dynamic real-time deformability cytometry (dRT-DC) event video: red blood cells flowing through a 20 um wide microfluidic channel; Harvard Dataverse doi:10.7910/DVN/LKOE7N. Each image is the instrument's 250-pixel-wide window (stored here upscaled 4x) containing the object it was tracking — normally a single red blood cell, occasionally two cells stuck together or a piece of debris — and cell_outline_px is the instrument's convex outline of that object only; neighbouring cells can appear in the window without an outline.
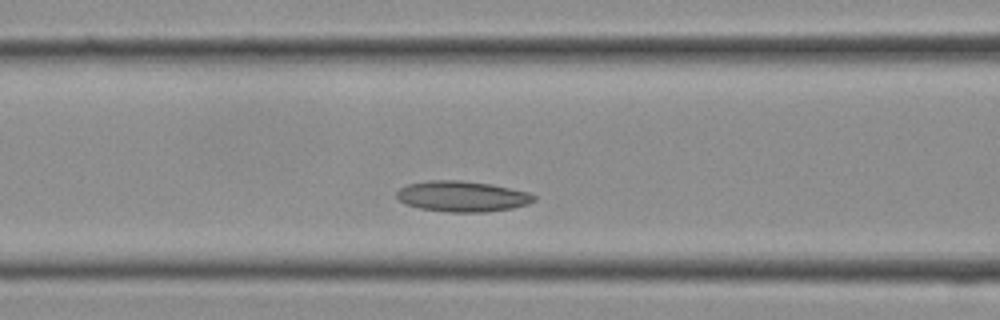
{"species": "Egyptian fruit bat (a non-hibernating species)", "species_latin": "Rousettus aegyptiacus", "temperature_condition": "cold", "stored_images_in_passage": 11, "camera_frame_rate_fps": 3000, "um_per_image_px": 0.085, "frame": {"image": 1, "passage_image": 7, "time_ms": 2.0, "image_size_px": [1000, 320], "cell_outline_px": [[536, 200], [528, 204], [512, 208], [488, 212], [448, 212], [420, 208], [404, 204], [396, 196], [396, 192], [400, 188], [408, 184], [428, 180], [460, 180], [492, 184], [528, 192], [536, 196]], "centroid_in_image_um": [39.29, 16.69], "position_along_channel_um": 127.3, "area_um2": 24.68}}
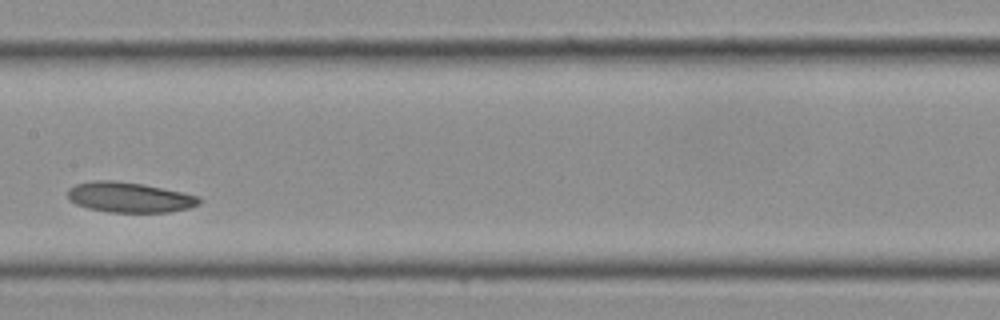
{"frame": {"image": 2, "passage_image": 10, "time_ms": 3.0, "image_size_px": [1000, 320], "cell_outline_px": [[200, 204], [188, 208], [168, 212], [108, 212], [88, 208], [76, 204], [68, 200], [68, 188], [76, 184], [92, 180], [116, 180], [144, 184], [200, 196]], "centroid_in_image_um": [10.98, 16.76], "position_along_channel_um": 196.4, "area_um2": 23.29}}